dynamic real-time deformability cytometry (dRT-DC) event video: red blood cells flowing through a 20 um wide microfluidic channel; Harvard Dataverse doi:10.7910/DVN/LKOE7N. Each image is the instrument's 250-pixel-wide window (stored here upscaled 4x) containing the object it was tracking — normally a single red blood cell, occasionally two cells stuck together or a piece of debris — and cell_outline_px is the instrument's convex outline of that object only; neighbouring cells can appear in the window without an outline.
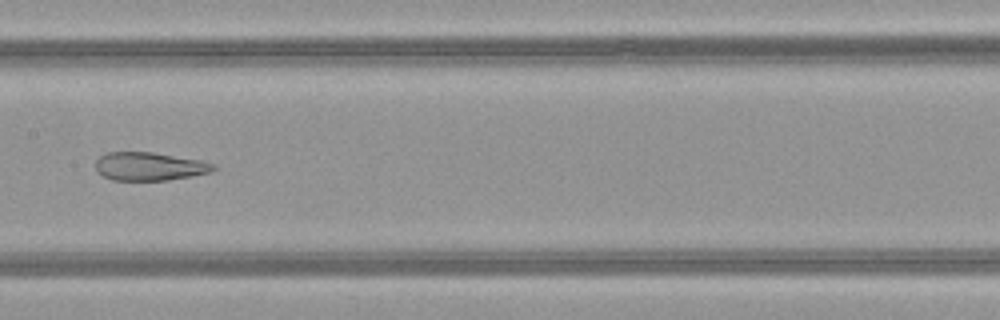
{"species": "common noctule bat (a hibernating species)", "species_latin": "Nyctalus noctula", "temperature_condition": "warm", "stored_images_in_passage": 40, "camera_frame_rate_fps": 3000, "um_per_image_px": 0.085, "animal": {"sex": "female", "body_mass_g": 21.9}, "frame": {"image": 1, "passage_image": 21, "time_ms": 6.667, "image_size_px": [1000, 320], "cell_outline_px": [[216, 168], [212, 172], [192, 176], [168, 180], [112, 180], [96, 172], [96, 160], [100, 156], [108, 152], [152, 152], [200, 160], [216, 164]], "centroid_in_image_um": [12.71, 14.14], "position_along_channel_um": 194.7, "area_um2": 19.48}}
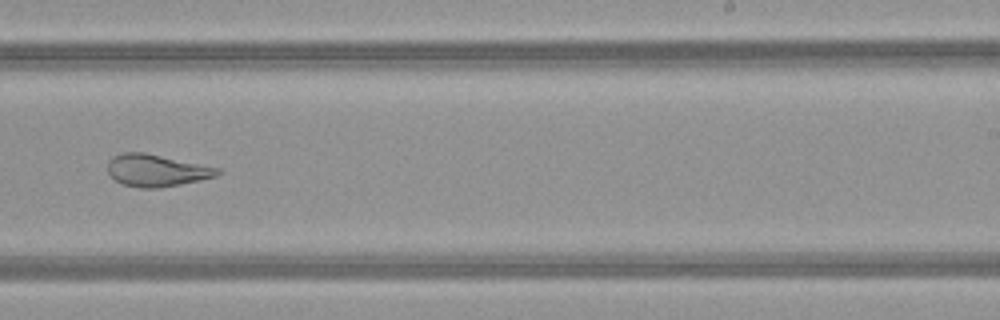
{"frame": {"image": 2, "passage_image": 27, "time_ms": 8.667, "image_size_px": [1000, 320], "cell_outline_px": [[220, 172], [216, 176], [200, 180], [160, 188], [140, 188], [124, 184], [116, 180], [108, 172], [108, 160], [112, 156], [124, 152], [144, 152], [220, 168]], "centroid_in_image_um": [13.29, 14.48], "position_along_channel_um": 275.7, "area_um2": 20.4}}
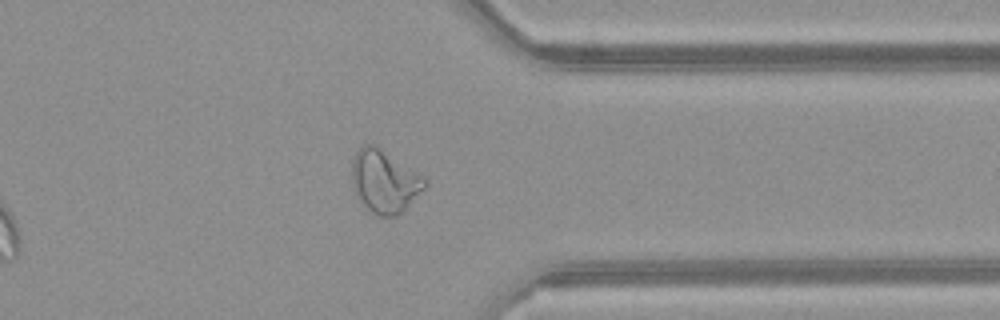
{"frame": {"image": 3, "passage_image": 35, "time_ms": 11.333, "image_size_px": [1000, 320], "cell_outline_px": [[428, 184], [396, 216], [380, 216], [372, 212], [360, 204], [352, 180], [352, 160], [356, 152], [364, 144], [376, 144], [424, 176], [428, 180]], "centroid_in_image_um": [32.67, 15.38], "position_along_channel_um": 378.7, "area_um2": 26.53}, "authors_computed_cell_mechanics": {"area_um2": 25.6921, "velocity_mm_per_s": 4.0645, "shape_relaxation_time_tau1_ms": null, "shape_relaxation_time_tau2_ms": 1.5287, "deformation_change_tau1": null, "deformation_change_tau2": 0.0816}}